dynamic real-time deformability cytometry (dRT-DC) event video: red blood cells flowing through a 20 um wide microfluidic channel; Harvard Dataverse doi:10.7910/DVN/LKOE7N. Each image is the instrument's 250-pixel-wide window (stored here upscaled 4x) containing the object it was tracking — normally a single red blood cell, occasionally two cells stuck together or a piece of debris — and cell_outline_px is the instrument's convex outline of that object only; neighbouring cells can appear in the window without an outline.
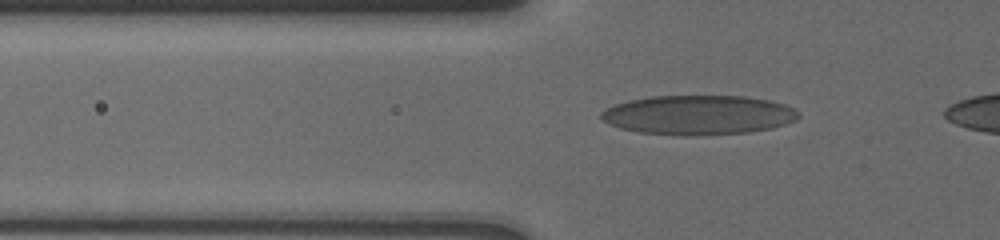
{"species": "human", "species_latin": "Homo sapiens", "temperature_condition": "cold", "stored_images_in_passage": 6, "camera_frame_rate_fps": 3000, "um_per_image_px": 0.085, "donor": {"sex": "male"}, "frame": {"image": 1, "passage_image": 2, "time_ms": 0.333, "image_size_px": [1000, 240], "cell_outline_px": [[800, 116], [796, 120], [772, 128], [748, 132], [684, 136], [640, 132], [620, 128], [608, 124], [600, 120], [600, 112], [616, 104], [628, 100], [652, 96], [740, 96], [768, 100], [784, 104], [800, 112]], "centroid_in_image_um": [59.34, 9.77], "position_along_channel_um": 66.5, "area_um2": 45.32}}